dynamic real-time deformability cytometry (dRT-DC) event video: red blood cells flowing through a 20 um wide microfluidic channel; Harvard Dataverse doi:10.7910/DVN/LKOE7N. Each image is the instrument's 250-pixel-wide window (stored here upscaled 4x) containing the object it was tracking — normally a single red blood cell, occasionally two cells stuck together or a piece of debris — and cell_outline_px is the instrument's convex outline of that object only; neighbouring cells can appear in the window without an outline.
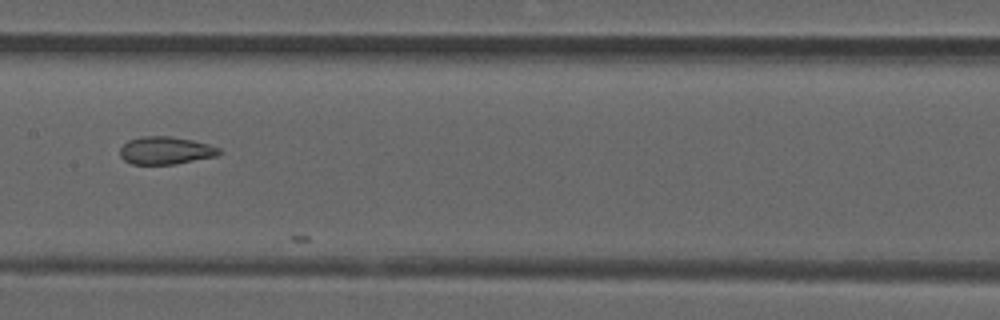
{"species": "common noctule bat (a hibernating species)", "species_latin": "Nyctalus noctula", "temperature_condition": "room temperature", "stored_images_in_passage": 27, "segment_of_instrument_passage": [2, 2], "camera_frame_rate_fps": 3000, "um_per_image_px": 0.085, "animal": {"sex": "male", "forearm_length_mm": 52.5}, "frame": {"image": 1, "passage_image": 26, "time_ms": 8.333, "image_size_px": [1000, 320], "cell_outline_px": [[224, 152], [216, 156], [176, 164], [132, 164], [124, 160], [120, 156], [120, 148], [128, 140], [140, 136], [168, 136], [192, 140], [208, 144], [220, 148]], "centroid_in_image_um": [14.08, 12.79], "position_along_channel_um": 193.3, "area_um2": 16.07}}